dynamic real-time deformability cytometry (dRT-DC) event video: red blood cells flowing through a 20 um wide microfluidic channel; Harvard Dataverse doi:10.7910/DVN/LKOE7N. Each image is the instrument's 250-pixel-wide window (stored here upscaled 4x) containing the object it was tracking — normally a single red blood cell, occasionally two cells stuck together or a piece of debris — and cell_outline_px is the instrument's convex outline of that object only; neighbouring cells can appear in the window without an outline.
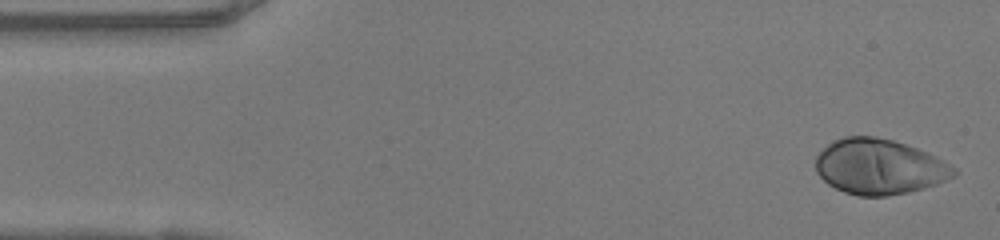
{"species": "human", "species_latin": "Homo sapiens", "temperature_condition": "warm", "stored_images_in_passage": 47, "camera_frame_rate_fps": 3000, "um_per_image_px": 0.085, "donor": {"sex": "female"}, "frame": {"image": 1, "passage_image": 1, "time_ms": 0.0, "image_size_px": [1000, 240], "cell_outline_px": [[960, 172], [956, 176], [936, 184], [924, 188], [908, 192], [888, 196], [856, 196], [844, 192], [828, 184], [816, 172], [816, 156], [828, 144], [844, 136], [876, 136], [892, 140], [928, 152], [936, 156], [956, 168]], "centroid_in_image_um": [74.76, 14.18], "position_along_channel_um": 10.2, "area_um2": 44.68}}
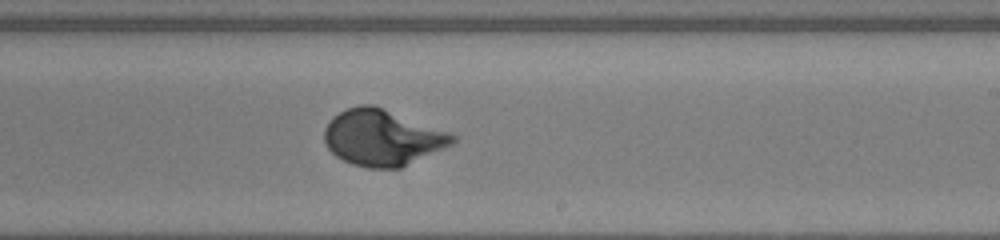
{"frame": {"image": 2, "passage_image": 27, "time_ms": 8.667, "image_size_px": [1000, 240], "cell_outline_px": [[456, 140], [452, 144], [400, 168], [368, 168], [352, 164], [336, 156], [324, 144], [324, 128], [328, 120], [332, 116], [348, 108], [360, 104], [372, 104], [452, 132], [456, 136]], "centroid_in_image_um": [32.48, 11.68], "position_along_channel_um": 256.5, "area_um2": 42.02}}
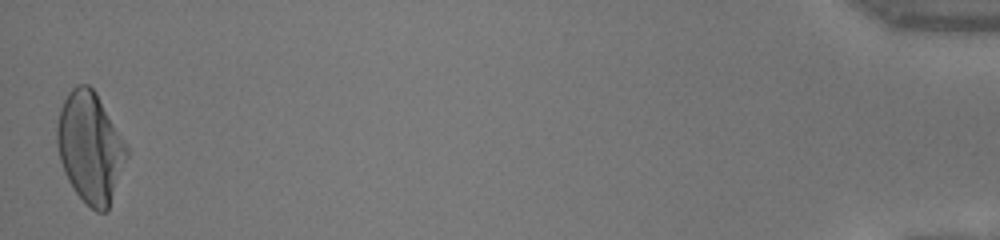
{"frame": {"image": 3, "passage_image": 47, "time_ms": 15.333, "image_size_px": [1000, 240], "cell_outline_px": [[128, 156], [108, 208], [104, 212], [96, 212], [72, 188], [68, 180], [60, 160], [56, 144], [56, 124], [60, 108], [68, 92], [76, 84], [88, 84], [96, 92], [128, 148]], "centroid_in_image_um": [7.64, 12.5], "position_along_channel_um": 427.6, "area_um2": 44.51}, "authors_computed_cell_mechanics": {"area_um2": 41.5582, "velocity_mm_per_s": 4.1152, "shape_relaxation_time_tau1_ms": 3.4547, "shape_relaxation_time_tau2_ms": null, "deformation_change_tau1": 0.2147, "deformation_change_tau2": null}}